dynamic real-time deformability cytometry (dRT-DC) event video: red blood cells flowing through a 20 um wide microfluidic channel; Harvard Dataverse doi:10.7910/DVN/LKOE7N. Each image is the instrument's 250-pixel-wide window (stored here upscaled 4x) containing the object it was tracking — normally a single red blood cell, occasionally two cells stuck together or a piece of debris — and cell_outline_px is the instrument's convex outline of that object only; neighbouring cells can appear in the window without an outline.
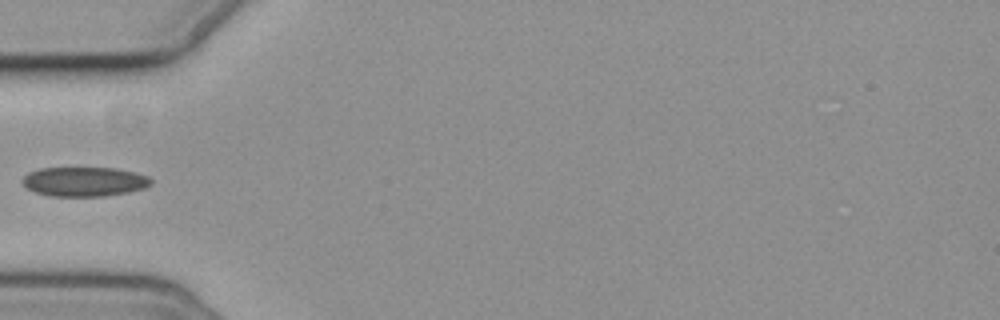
{"species": "common noctule bat (a hibernating species)", "species_latin": "Nyctalus noctula", "temperature_condition": "cold", "stored_images_in_passage": 4, "camera_frame_rate_fps": 3000, "um_per_image_px": 0.085, "animal": {"sex": "female", "body_mass_g": 19.3, "forearm_length_mm": 54.1}, "frame": {"image": 1, "passage_image": 4, "time_ms": 3.333, "image_size_px": [1000, 320], "cell_outline_px": [[152, 184], [144, 188], [128, 192], [104, 196], [52, 196], [36, 192], [28, 188], [20, 180], [28, 172], [40, 168], [116, 168], [148, 176], [152, 180]], "centroid_in_image_um": [7.16, 15.43], "position_along_channel_um": 77.8, "area_um2": 21.96}}